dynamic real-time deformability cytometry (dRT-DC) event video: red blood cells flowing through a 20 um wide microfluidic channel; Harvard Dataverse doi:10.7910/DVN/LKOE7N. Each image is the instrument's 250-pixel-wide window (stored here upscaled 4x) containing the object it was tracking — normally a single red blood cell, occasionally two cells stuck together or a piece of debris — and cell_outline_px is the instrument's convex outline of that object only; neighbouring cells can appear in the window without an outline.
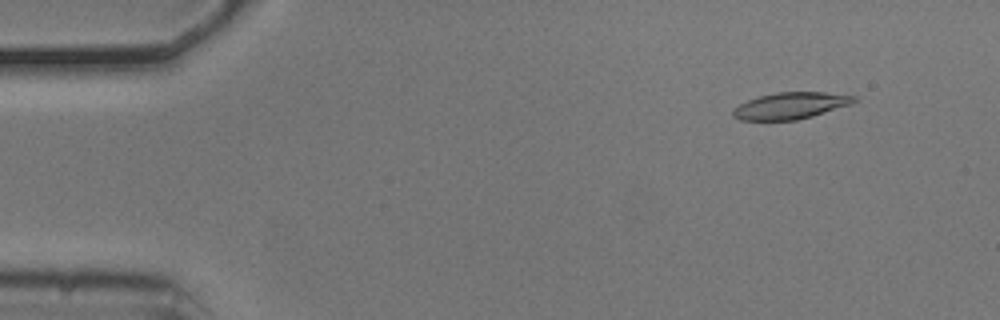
{"species": "common noctule bat (a hibernating species)", "species_latin": "Nyctalus noctula", "temperature_condition": "cold", "stored_images_in_passage": 53, "camera_frame_rate_fps": 3000, "um_per_image_px": 0.085, "animal": {"sex": "male", "body_mass_g": 20.5, "forearm_length_mm": 52.5}, "frame": {"image": 1, "passage_image": 4, "time_ms": 1.0, "image_size_px": [1000, 320], "cell_outline_px": [[856, 100], [852, 104], [812, 116], [796, 120], [740, 120], [732, 116], [732, 112], [740, 104], [748, 100], [760, 96], [776, 92], [824, 92], [856, 96]], "centroid_in_image_um": [67.21, 8.98], "position_along_channel_um": 17.8, "area_um2": 18.61}}
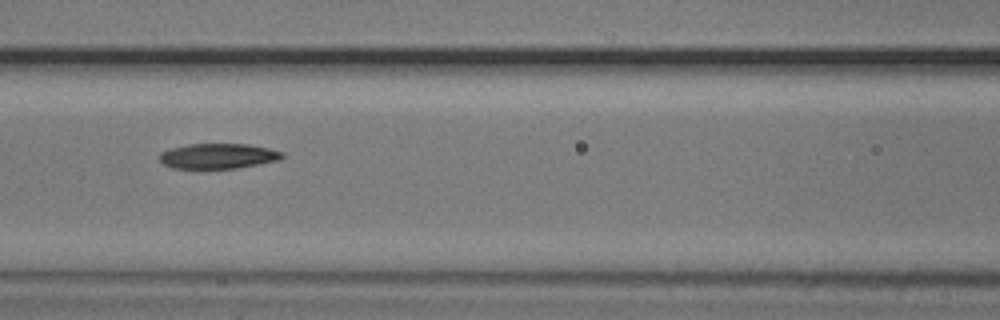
{"frame": {"image": 2, "passage_image": 22, "time_ms": 7.0, "image_size_px": [1000, 320], "cell_outline_px": [[284, 156], [280, 160], [236, 168], [172, 168], [164, 164], [160, 160], [160, 152], [168, 148], [188, 144], [248, 144], [268, 148], [284, 152]], "centroid_in_image_um": [18.53, 13.25], "position_along_channel_um": 148.1, "area_um2": 18.03}}
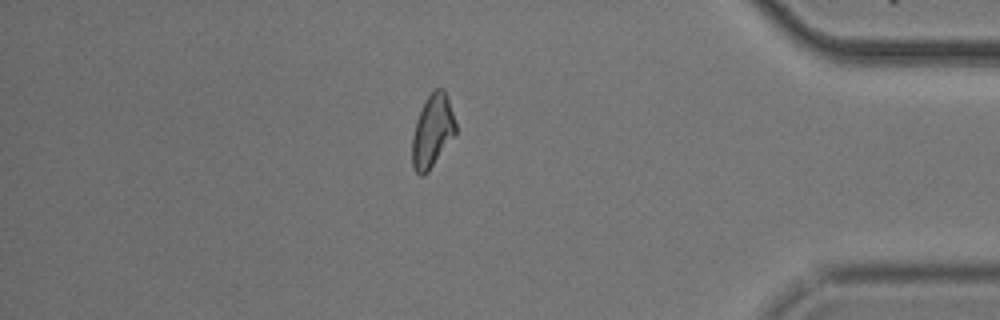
{"frame": {"image": 3, "passage_image": 45, "time_ms": 14.667, "image_size_px": [1000, 320], "cell_outline_px": [[456, 136], [428, 172], [424, 176], [420, 176], [412, 168], [412, 136], [416, 120], [424, 100], [436, 88], [444, 88], [448, 96], [456, 124]], "centroid_in_image_um": [36.76, 11.16], "position_along_channel_um": 398.4, "area_um2": 18.9}, "authors_computed_cell_mechanics": {"area_um2": 18.9006, "velocity_mm_per_s": 3.7159, "shape_relaxation_time_tau1_ms": 7.6853, "shape_relaxation_time_tau2_ms": null, "deformation_change_tau1": 0.189, "deformation_change_tau2": null}}